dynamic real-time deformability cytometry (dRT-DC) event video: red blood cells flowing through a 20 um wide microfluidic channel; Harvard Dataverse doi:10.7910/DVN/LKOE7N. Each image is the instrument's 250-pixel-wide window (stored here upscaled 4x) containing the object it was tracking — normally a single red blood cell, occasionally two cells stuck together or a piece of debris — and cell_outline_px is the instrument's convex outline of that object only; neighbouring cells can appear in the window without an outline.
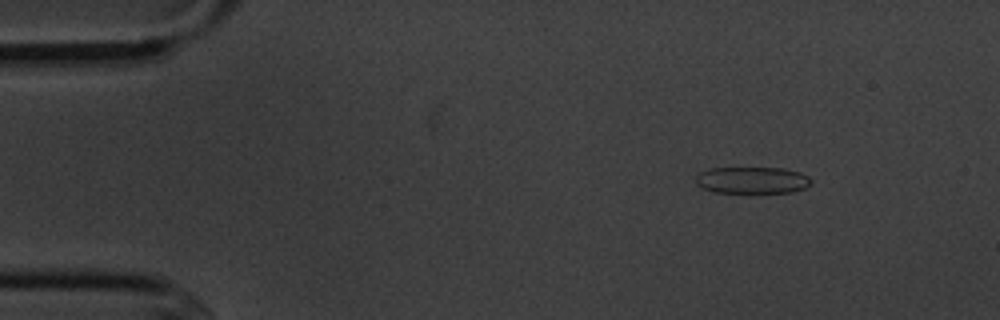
{"species": "common noctule bat (a hibernating species)", "species_latin": "Nyctalus noctula", "temperature_condition": "cold", "stored_images_in_passage": 9, "camera_frame_rate_fps": 3000, "um_per_image_px": 0.085, "animal": {"sex": "male", "body_mass_g": 20.1, "forearm_length_mm": 53.5}, "frame": {"image": 1, "passage_image": 1, "time_ms": 0.0, "image_size_px": [1000, 320], "cell_outline_px": [[812, 184], [804, 188], [792, 192], [752, 196], [716, 192], [704, 188], [696, 184], [696, 176], [700, 172], [708, 168], [784, 168], [800, 172], [808, 176], [812, 180]], "centroid_in_image_um": [63.96, 15.37], "position_along_channel_um": 21.0, "area_um2": 19.02}}
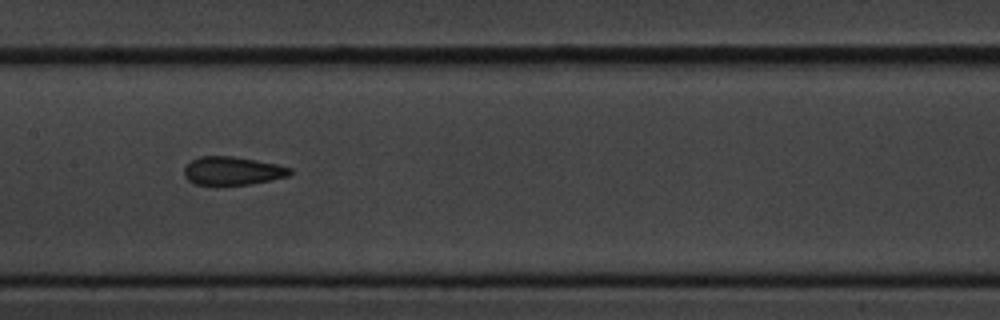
{"frame": {"image": 2, "passage_image": 7, "time_ms": 6.667, "image_size_px": [1000, 320], "cell_outline_px": [[292, 172], [288, 176], [248, 184], [196, 184], [188, 180], [184, 176], [184, 168], [192, 160], [200, 156], [232, 156], [256, 160], [276, 164], [292, 168]], "centroid_in_image_um": [19.75, 14.5], "position_along_channel_um": 187.7, "area_um2": 17.17}}
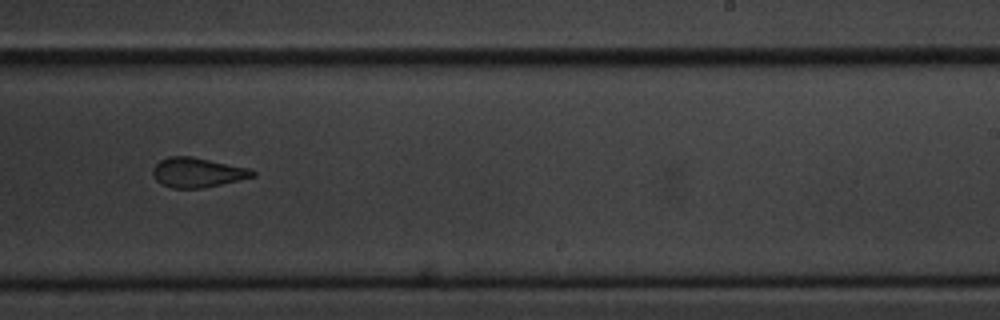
{"frame": {"image": 3, "passage_image": 9, "time_ms": 9.0, "image_size_px": [1000, 320], "cell_outline_px": [[256, 176], [204, 188], [172, 188], [160, 184], [152, 176], [152, 168], [160, 160], [168, 156], [192, 156], [252, 168], [256, 172]], "centroid_in_image_um": [16.79, 14.65], "position_along_channel_um": 272.2, "area_um2": 17.57}}